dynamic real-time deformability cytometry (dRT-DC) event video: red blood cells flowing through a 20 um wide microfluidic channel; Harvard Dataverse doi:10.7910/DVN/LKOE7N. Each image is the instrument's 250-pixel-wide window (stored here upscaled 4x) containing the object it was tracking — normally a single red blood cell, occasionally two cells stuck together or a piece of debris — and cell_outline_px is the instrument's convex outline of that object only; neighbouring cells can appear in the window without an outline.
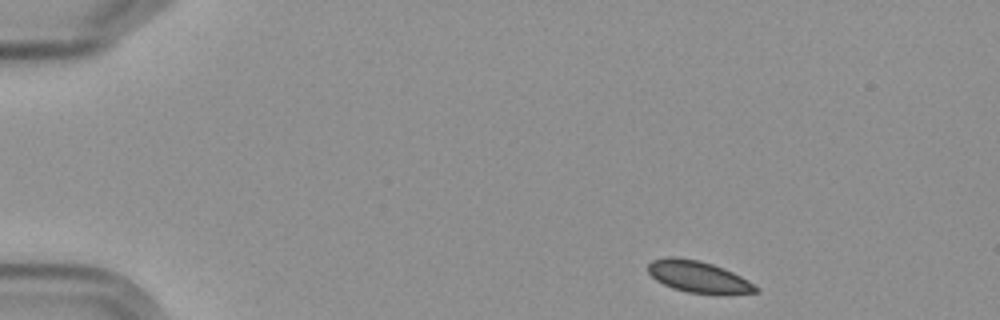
{"species": "Egyptian fruit bat (a non-hibernating species)", "species_latin": "Rousettus aegyptiacus", "temperature_condition": "cold", "stored_images_in_passage": 4, "camera_frame_rate_fps": 3000, "um_per_image_px": 0.085, "frame": {"image": 1, "passage_image": 1, "time_ms": 0.0, "image_size_px": [1000, 320], "cell_outline_px": [[760, 292], [728, 296], [724, 296], [688, 292], [672, 288], [656, 280], [648, 272], [648, 264], [652, 260], [668, 256], [676, 256], [700, 260], [724, 268], [748, 280], [760, 288]], "centroid_in_image_um": [59.42, 23.55], "position_along_channel_um": 25.6, "area_um2": 20.46}}
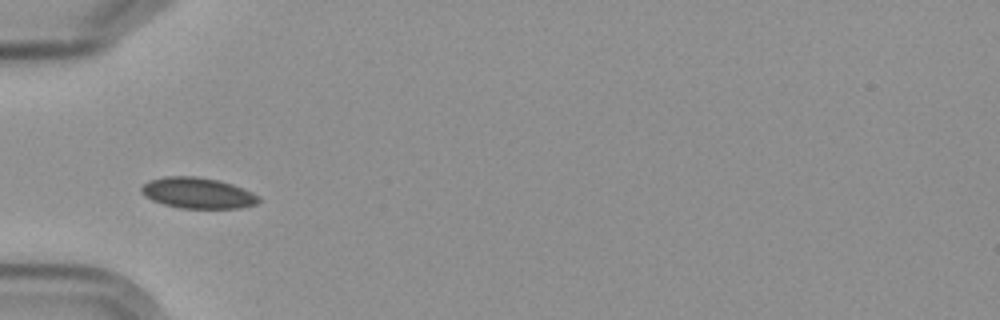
{"frame": {"image": 2, "passage_image": 4, "time_ms": 3.667, "image_size_px": [1000, 320], "cell_outline_px": [[260, 200], [256, 204], [240, 208], [180, 208], [164, 204], [152, 200], [144, 196], [140, 192], [140, 188], [148, 180], [164, 176], [196, 176], [220, 180], [232, 184], [252, 192], [260, 196]], "centroid_in_image_um": [16.79, 16.4], "position_along_channel_um": 68.2, "area_um2": 21.27}}